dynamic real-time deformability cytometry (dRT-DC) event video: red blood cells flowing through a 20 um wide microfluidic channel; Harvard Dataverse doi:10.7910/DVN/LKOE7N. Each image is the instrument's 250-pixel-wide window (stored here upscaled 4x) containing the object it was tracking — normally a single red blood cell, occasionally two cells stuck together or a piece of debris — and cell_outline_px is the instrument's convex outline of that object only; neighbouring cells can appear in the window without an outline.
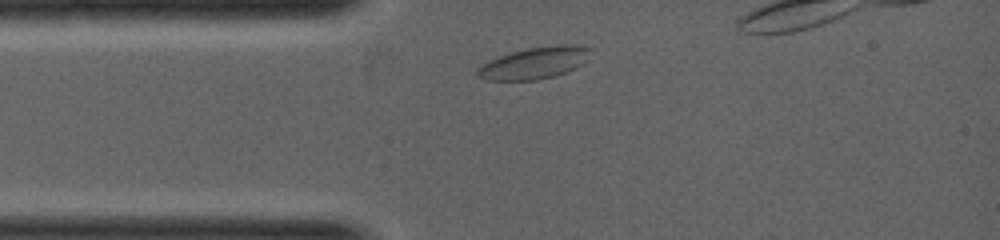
{"species": "common noctule bat (a hibernating species)", "species_latin": "Nyctalus noctula", "temperature_condition": "warm", "stored_images_in_passage": 3, "camera_frame_rate_fps": 5000, "um_per_image_px": 0.085, "animal": {"sex": "female", "body_mass_g": 19.0, "forearm_length_mm": 53.3}, "frame": {"image": 1, "passage_image": 1, "time_ms": 0.0, "image_size_px": [1000, 240], "cell_outline_px": [[596, 48], [588, 60], [584, 64], [576, 68], [552, 76], [536, 80], [484, 80], [476, 76], [476, 68], [488, 60], [512, 52], [528, 48], [560, 44], [576, 44]], "centroid_in_image_um": [45.49, 5.33], "position_along_channel_um": 39.5, "area_um2": 21.39}}
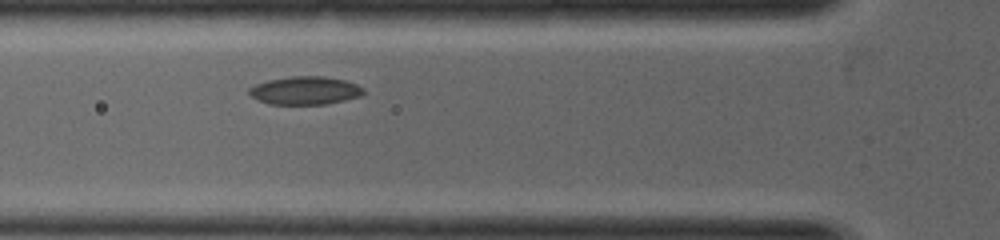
{"frame": {"image": 2, "passage_image": 3, "time_ms": 2.2, "image_size_px": [1000, 240], "cell_outline_px": [[364, 92], [360, 96], [344, 100], [324, 104], [268, 104], [256, 100], [248, 92], [248, 88], [256, 84], [268, 80], [292, 76], [324, 76], [344, 80], [356, 84], [364, 88]], "centroid_in_image_um": [25.9, 7.69], "position_along_channel_um": 99.9, "area_um2": 18.73}}